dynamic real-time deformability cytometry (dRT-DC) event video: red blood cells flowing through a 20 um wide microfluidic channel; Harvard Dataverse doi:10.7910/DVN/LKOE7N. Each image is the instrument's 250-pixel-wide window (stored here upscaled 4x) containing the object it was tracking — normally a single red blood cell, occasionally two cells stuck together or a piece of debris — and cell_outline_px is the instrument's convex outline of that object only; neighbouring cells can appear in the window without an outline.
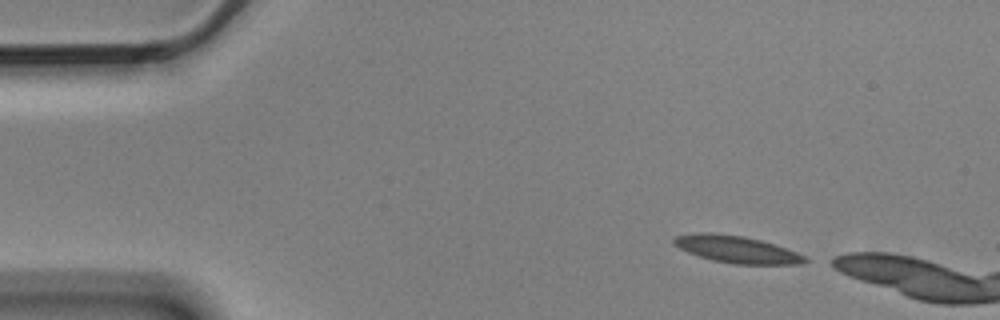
{"species": "Egyptian fruit bat (a non-hibernating species)", "species_latin": "Rousettus aegyptiacus", "temperature_condition": "cold", "stored_images_in_passage": 4, "camera_frame_rate_fps": 3000, "um_per_image_px": 0.085, "animal": {"sex": "male"}, "frame": {"image": 1, "passage_image": 1, "time_ms": 0.0, "image_size_px": [1000, 320], "cell_outline_px": [[808, 260], [800, 264], [732, 264], [712, 260], [688, 252], [672, 244], [672, 240], [676, 236], [692, 232], [712, 232], [744, 236], [760, 240], [796, 252], [804, 256]], "centroid_in_image_um": [62.55, 21.18], "position_along_channel_um": 22.5, "area_um2": 20.58}}